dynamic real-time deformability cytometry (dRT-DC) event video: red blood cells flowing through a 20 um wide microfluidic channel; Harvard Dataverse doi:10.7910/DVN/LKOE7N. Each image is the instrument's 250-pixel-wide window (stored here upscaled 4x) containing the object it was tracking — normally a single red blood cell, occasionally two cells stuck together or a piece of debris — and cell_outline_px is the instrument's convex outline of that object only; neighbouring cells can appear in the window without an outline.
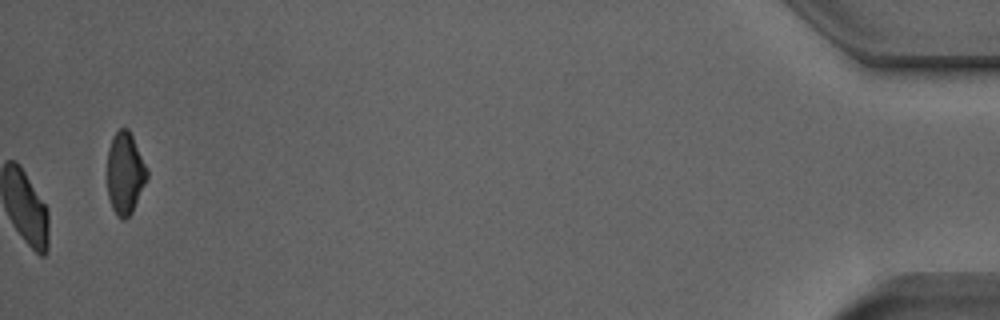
{"species": "Egyptian fruit bat (a non-hibernating species)", "species_latin": "Rousettus aegyptiacus", "temperature_condition": "room temperature", "stored_images_in_passage": 39, "camera_frame_rate_fps": 3000, "um_per_image_px": 0.085, "animal": {"sex": "male"}, "frame": {"image": 1, "passage_image": 39, "time_ms": 12.667, "image_size_px": [1000, 320], "cell_outline_px": [[148, 176], [132, 212], [124, 220], [120, 220], [116, 216], [112, 208], [108, 196], [108, 148], [112, 136], [120, 128], [128, 128], [148, 168]], "centroid_in_image_um": [10.63, 14.73], "position_along_channel_um": 424.6, "area_um2": 19.02}, "authors_computed_cell_mechanics": {"area_um2": 21.7906, "velocity_mm_per_s": 3.9278, "shape_relaxation_time_tau1_ms": 3.2389, "shape_relaxation_time_tau2_ms": 1.4231, "deformation_change_tau1": 0.1086, "deformation_change_tau2": 0.0748}}